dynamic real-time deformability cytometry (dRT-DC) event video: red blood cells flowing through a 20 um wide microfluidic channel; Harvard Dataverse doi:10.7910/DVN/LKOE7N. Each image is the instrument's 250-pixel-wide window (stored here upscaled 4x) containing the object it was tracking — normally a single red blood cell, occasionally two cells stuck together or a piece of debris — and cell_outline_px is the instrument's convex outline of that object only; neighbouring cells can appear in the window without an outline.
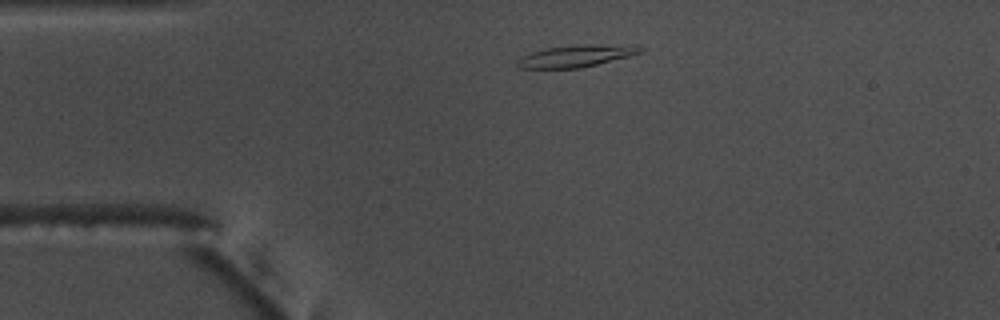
{"species": "common noctule bat (a hibernating species)", "species_latin": "Nyctalus noctula", "temperature_condition": "warm", "stored_images_in_passage": 43, "camera_frame_rate_fps": 3000, "um_per_image_px": 0.085, "animal": {"sex": "male", "body_mass_g": 17.5, "forearm_length_mm": 52.3}, "frame": {"image": 1, "passage_image": 1, "time_ms": 0.0, "image_size_px": [1000, 320], "cell_outline_px": [[644, 52], [580, 68], [516, 68], [516, 60], [520, 56], [532, 52], [548, 48], [580, 44], [632, 44], [644, 48]], "centroid_in_image_um": [48.99, 4.74], "position_along_channel_um": 36.0, "area_um2": 15.9}}
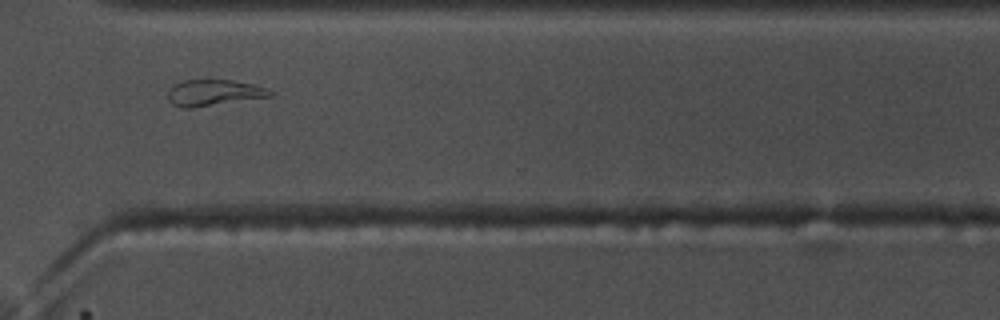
{"frame": {"image": 2, "passage_image": 29, "time_ms": 9.333, "image_size_px": [1000, 320], "cell_outline_px": [[276, 92], [272, 96], [192, 108], [180, 108], [172, 104], [168, 100], [168, 88], [180, 80], [232, 80], [252, 84]], "centroid_in_image_um": [18.12, 7.88], "position_along_channel_um": 352.5, "area_um2": 15.66}}
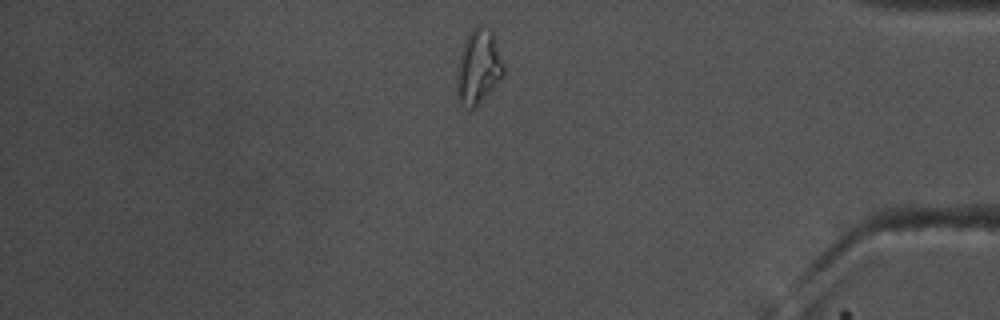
{"frame": {"image": 3, "passage_image": 35, "time_ms": 11.333, "image_size_px": [1000, 320], "cell_outline_px": [[504, 72], [500, 80], [472, 108], [468, 108], [460, 104], [456, 96], [456, 76], [460, 56], [468, 32], [476, 24], [484, 24], [492, 28], [504, 64]], "centroid_in_image_um": [40.66, 5.61], "position_along_channel_um": 394.5, "area_um2": 20.4}, "authors_computed_cell_mechanics": {"area_um2": 15.2592, "velocity_mm_per_s": 3.7419, "shape_relaxation_time_tau1_ms": null, "shape_relaxation_time_tau2_ms": 3.7961, "deformation_change_tau1": null, "deformation_change_tau2": 0.1276}}